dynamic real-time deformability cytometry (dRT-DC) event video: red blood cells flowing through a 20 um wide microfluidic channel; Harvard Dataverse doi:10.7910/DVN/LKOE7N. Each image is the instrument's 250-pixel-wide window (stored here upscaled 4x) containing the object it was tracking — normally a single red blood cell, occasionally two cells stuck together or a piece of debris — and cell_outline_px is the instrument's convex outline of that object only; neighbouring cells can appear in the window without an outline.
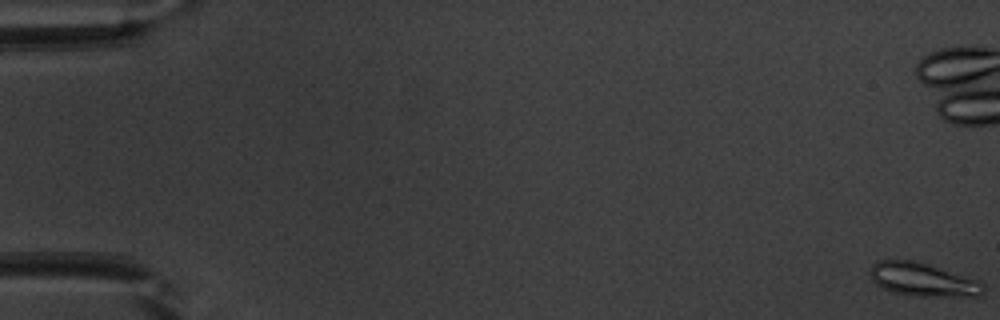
{"species": "common noctule bat (a hibernating species)", "species_latin": "Nyctalus noctula", "temperature_condition": "warm", "stored_images_in_passage": 54, "camera_frame_rate_fps": 3000, "um_per_image_px": 0.085, "animal": {"sex": "male", "body_mass_g": 20.1, "forearm_length_mm": 53.5}, "frame": {"image": 1, "passage_image": 1, "time_ms": 0.0, "image_size_px": [1000, 320], "cell_outline_px": [[984, 292], [980, 296], [972, 300], [912, 296], [892, 292], [876, 284], [872, 280], [872, 264], [880, 260], [916, 260], [980, 280], [984, 284]], "centroid_in_image_um": [78.6, 23.83], "position_along_channel_um": 6.4, "area_um2": 23.06}, "authors_computed_cell_mechanics": {"area_um2": 16.1551, "velocity_mm_per_s": 3.9304, "shape_relaxation_time_tau1_ms": 3.3241, "shape_relaxation_time_tau2_ms": 10.7516, "deformation_change_tau1": 0.1255, "deformation_change_tau2": 0.1878}}